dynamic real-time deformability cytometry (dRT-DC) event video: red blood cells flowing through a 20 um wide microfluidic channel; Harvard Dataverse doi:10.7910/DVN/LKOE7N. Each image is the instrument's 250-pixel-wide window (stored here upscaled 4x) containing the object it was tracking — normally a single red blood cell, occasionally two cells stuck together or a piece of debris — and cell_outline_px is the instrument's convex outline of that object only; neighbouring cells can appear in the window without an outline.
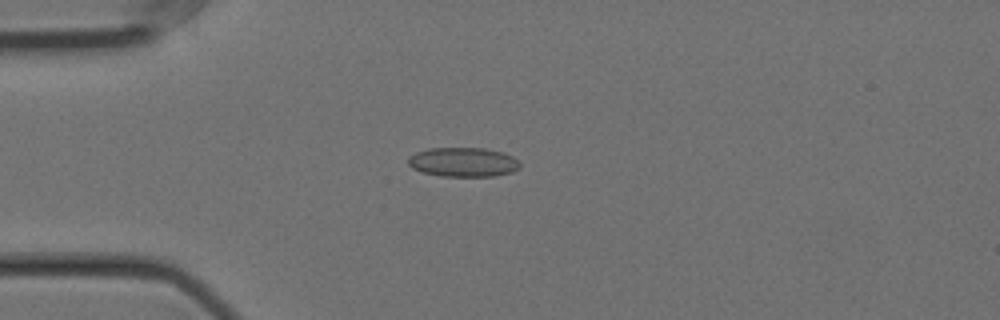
{"species": "Egyptian fruit bat (a non-hibernating species)", "species_latin": "Rousettus aegyptiacus", "temperature_condition": "cold", "stored_images_in_passage": 57, "camera_frame_rate_fps": 3000, "um_per_image_px": 0.085, "animal": {"sex": "female"}, "frame": {"image": 1, "passage_image": 15, "time_ms": 4.667, "image_size_px": [1000, 320], "cell_outline_px": [[520, 168], [512, 172], [492, 176], [440, 176], [424, 172], [412, 168], [408, 164], [408, 156], [416, 152], [428, 148], [484, 148], [504, 152], [512, 156], [520, 164]], "centroid_in_image_um": [39.36, 13.77], "position_along_channel_um": 45.6, "area_um2": 19.13}}
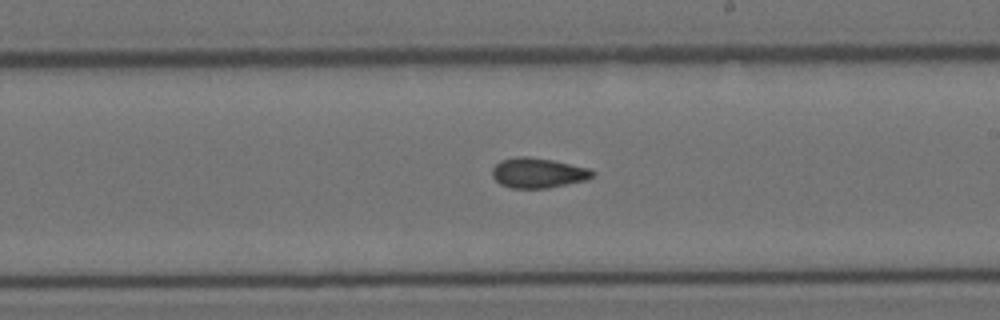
{"frame": {"image": 2, "passage_image": 33, "time_ms": 10.667, "image_size_px": [1000, 320], "cell_outline_px": [[596, 172], [592, 176], [584, 180], [548, 188], [512, 188], [500, 184], [492, 176], [492, 168], [500, 160], [516, 156], [528, 156], [552, 160], [588, 168]], "centroid_in_image_um": [45.69, 14.69], "position_along_channel_um": 243.3, "area_um2": 17.46}}
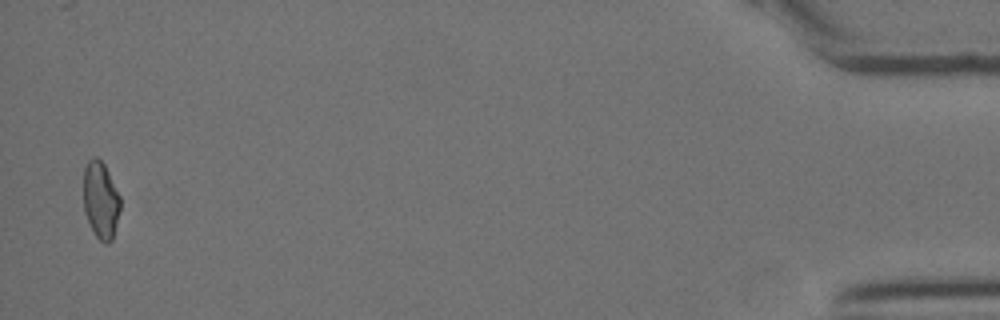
{"frame": {"image": 3, "passage_image": 56, "time_ms": 18.333, "image_size_px": [1000, 320], "cell_outline_px": [[120, 208], [112, 240], [108, 244], [104, 244], [92, 232], [84, 212], [84, 168], [88, 160], [92, 156], [96, 156], [104, 164], [120, 196]], "centroid_in_image_um": [8.55, 17.02], "position_along_channel_um": 426.7, "area_um2": 16.59}, "authors_computed_cell_mechanics": {"area_um2": 17.5712, "velocity_mm_per_s": 3.5615, "shape_relaxation_time_tau1_ms": null, "shape_relaxation_time_tau2_ms": 3.0109, "deformation_change_tau1": null, "deformation_change_tau2": 0.084}}